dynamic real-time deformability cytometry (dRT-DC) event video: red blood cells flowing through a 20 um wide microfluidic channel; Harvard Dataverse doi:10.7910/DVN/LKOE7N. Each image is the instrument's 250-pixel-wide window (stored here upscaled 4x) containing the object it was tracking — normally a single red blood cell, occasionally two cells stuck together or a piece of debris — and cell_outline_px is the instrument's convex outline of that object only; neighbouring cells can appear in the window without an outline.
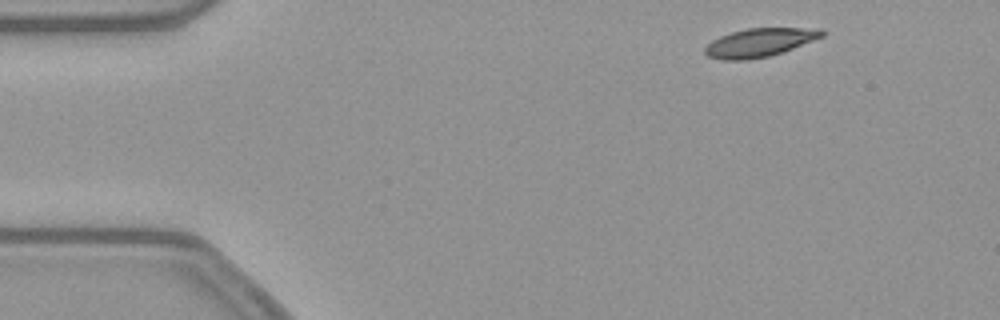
{"species": "common noctule bat (a hibernating species)", "species_latin": "Nyctalus noctula", "temperature_condition": "warm", "stored_images_in_passage": 50, "camera_frame_rate_fps": 3000, "um_per_image_px": 0.085, "animal": {"sex": "female", "body_mass_g": 21.9}, "frame": {"image": 1, "passage_image": 3, "time_ms": 0.667, "image_size_px": [1000, 320], "cell_outline_px": [[824, 36], [792, 48], [768, 56], [748, 60], [724, 60], [708, 56], [704, 52], [704, 48], [712, 40], [720, 36], [732, 32], [748, 28], [820, 28], [824, 32]], "centroid_in_image_um": [64.54, 3.61], "position_along_channel_um": 20.5, "area_um2": 19.19}}
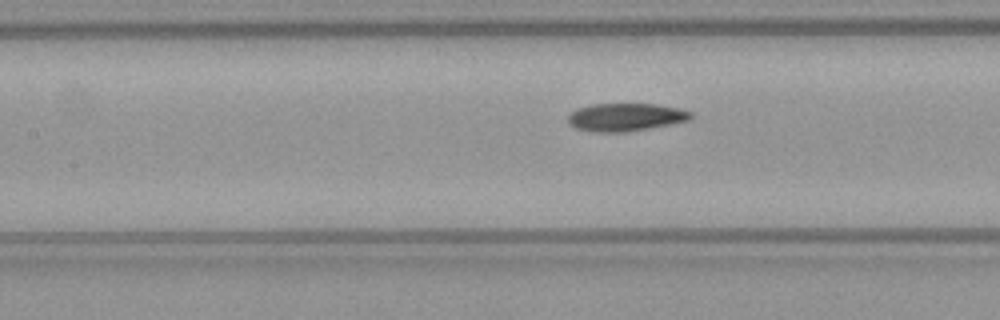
{"frame": {"image": 2, "passage_image": 20, "time_ms": 6.333, "image_size_px": [1000, 320], "cell_outline_px": [[692, 120], [672, 124], [624, 132], [592, 132], [576, 128], [568, 124], [568, 116], [576, 108], [592, 104], [656, 104], [680, 108], [692, 112]], "centroid_in_image_um": [53.19, 9.95], "position_along_channel_um": 154.2, "area_um2": 20.11}}
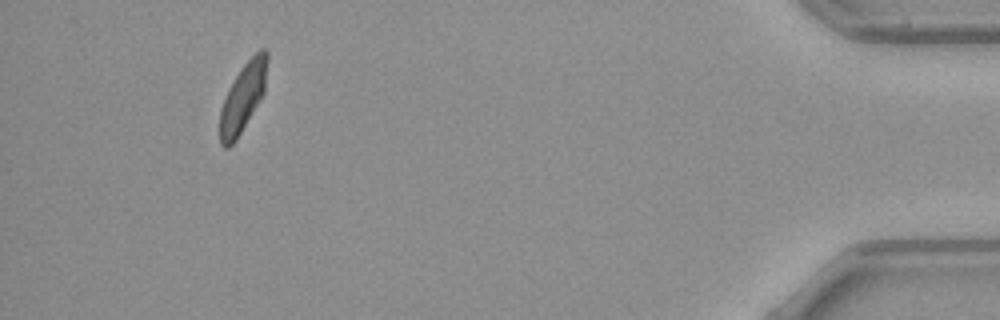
{"frame": {"image": 3, "passage_image": 46, "time_ms": 15.0, "image_size_px": [1000, 320], "cell_outline_px": [[268, 60], [264, 92], [260, 100], [236, 140], [228, 148], [224, 148], [220, 144], [220, 108], [228, 88], [240, 68], [260, 48], [264, 48], [268, 52]], "centroid_in_image_um": [20.64, 8.26], "position_along_channel_um": 414.6, "area_um2": 18.96}, "authors_computed_cell_mechanics": {"area_um2": 20.0566, "velocity_mm_per_s": 3.846, "shape_relaxation_time_tau1_ms": 7.6008, "shape_relaxation_time_tau2_ms": 3.427, "deformation_change_tau1": 0.18, "deformation_change_tau2": 0.0895}}